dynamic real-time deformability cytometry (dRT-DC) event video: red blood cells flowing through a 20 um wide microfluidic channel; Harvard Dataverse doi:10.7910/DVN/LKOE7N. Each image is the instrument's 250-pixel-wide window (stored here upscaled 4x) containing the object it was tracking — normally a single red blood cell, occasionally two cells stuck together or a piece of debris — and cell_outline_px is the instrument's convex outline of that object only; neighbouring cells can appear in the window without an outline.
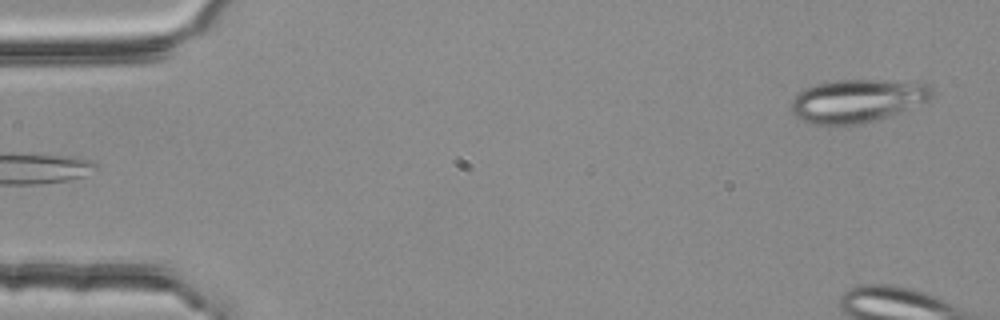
{"species": "common noctule bat (a hibernating species)", "species_latin": "Nyctalus noctula", "temperature_condition": "room temperature", "stored_images_in_passage": 3, "segment_of_instrument_passage": [2, 2], "camera_frame_rate_fps": 3000, "um_per_image_px": 0.085, "animal": {"sex": "female", "body_mass_g": 25.1}, "frame": {"image": 1, "passage_image": 3, "time_ms": 0.667, "image_size_px": [1000, 320], "cell_outline_px": [[936, 92], [932, 100], [860, 124], [812, 124], [800, 120], [792, 112], [788, 104], [804, 88], [816, 84], [836, 80], [888, 80], [928, 84]], "centroid_in_image_um": [72.86, 8.55], "position_along_channel_um": 12.1, "area_um2": 35.2}}